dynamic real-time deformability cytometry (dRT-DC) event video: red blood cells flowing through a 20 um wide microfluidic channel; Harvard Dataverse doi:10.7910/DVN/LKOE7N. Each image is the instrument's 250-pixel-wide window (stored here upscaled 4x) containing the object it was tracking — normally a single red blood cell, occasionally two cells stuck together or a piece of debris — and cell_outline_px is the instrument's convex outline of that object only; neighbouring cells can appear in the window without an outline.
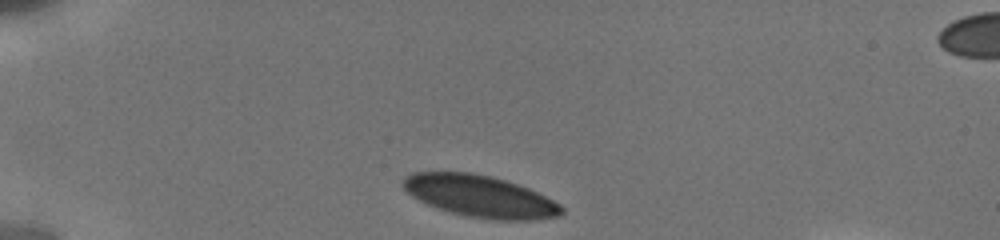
{"species": "human", "species_latin": "Homo sapiens", "temperature_condition": "cold", "stored_images_in_passage": 8, "camera_frame_rate_fps": 3000, "um_per_image_px": 0.085, "donor": {"sex": "male"}, "frame": {"image": 1, "passage_image": 1, "time_ms": 0.0, "image_size_px": [1000, 240], "cell_outline_px": [[564, 212], [560, 216], [536, 220], [496, 220], [468, 216], [436, 208], [412, 196], [400, 184], [404, 176], [412, 172], [472, 172], [492, 176], [528, 188], [560, 204], [564, 208]], "centroid_in_image_um": [40.79, 16.68], "position_along_channel_um": 44.2, "area_um2": 38.61}}
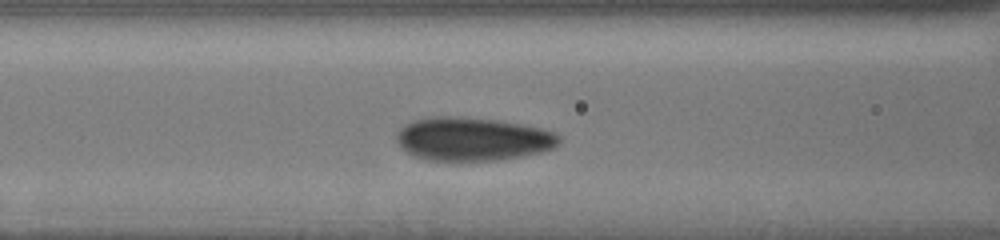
{"frame": {"image": 2, "passage_image": 6, "time_ms": 3.333, "image_size_px": [1000, 240], "cell_outline_px": [[560, 140], [552, 148], [540, 152], [520, 156], [496, 160], [428, 160], [416, 156], [400, 148], [396, 140], [396, 132], [404, 124], [412, 120], [428, 116], [456, 116], [496, 120], [540, 128], [552, 132], [560, 136]], "centroid_in_image_um": [40.09, 11.8], "position_along_channel_um": 126.5, "area_um2": 40.92}}
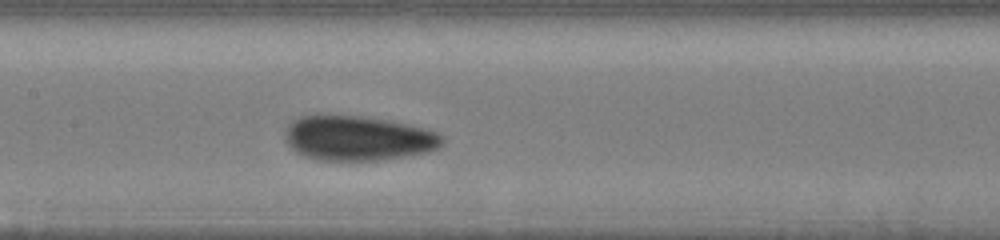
{"frame": {"image": 3, "passage_image": 8, "time_ms": 4.667, "image_size_px": [1000, 240], "cell_outline_px": [[444, 144], [440, 148], [428, 152], [380, 160], [316, 160], [304, 156], [296, 152], [284, 140], [284, 128], [292, 120], [300, 116], [360, 116], [384, 120], [424, 128], [436, 132], [444, 136]], "centroid_in_image_um": [30.41, 11.76], "position_along_channel_um": 177.0, "area_um2": 40.98}}